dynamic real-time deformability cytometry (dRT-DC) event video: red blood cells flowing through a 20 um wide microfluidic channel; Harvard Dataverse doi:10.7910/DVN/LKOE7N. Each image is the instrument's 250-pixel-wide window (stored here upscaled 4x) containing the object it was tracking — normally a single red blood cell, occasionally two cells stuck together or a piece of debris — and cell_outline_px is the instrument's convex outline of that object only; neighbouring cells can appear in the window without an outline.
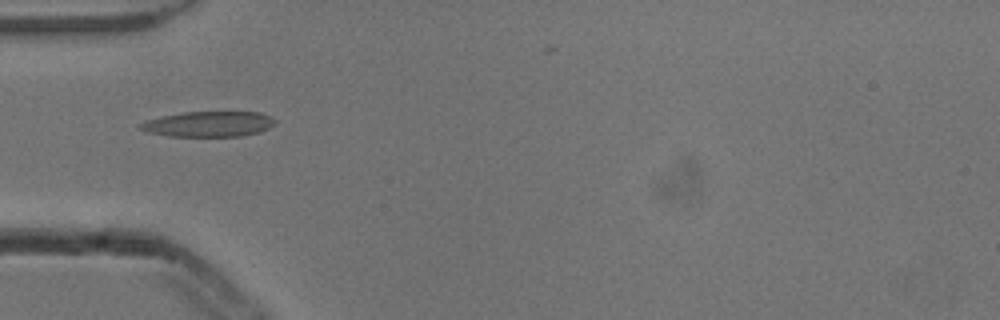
{"species": "common noctule bat (a hibernating species)", "species_latin": "Nyctalus noctula", "temperature_condition": "cold", "stored_images_in_passage": 5, "camera_frame_rate_fps": 3000, "um_per_image_px": 0.085, "animal": {"sex": "male", "body_mass_g": 13.3}, "frame": {"image": 1, "passage_image": 4, "time_ms": 1.0, "image_size_px": [1000, 320], "cell_outline_px": [[276, 124], [260, 132], [240, 136], [168, 136], [148, 132], [136, 128], [136, 124], [144, 120], [160, 116], [184, 112], [260, 112], [276, 120]], "centroid_in_image_um": [17.66, 10.54], "position_along_channel_um": 67.3, "area_um2": 20.17}}